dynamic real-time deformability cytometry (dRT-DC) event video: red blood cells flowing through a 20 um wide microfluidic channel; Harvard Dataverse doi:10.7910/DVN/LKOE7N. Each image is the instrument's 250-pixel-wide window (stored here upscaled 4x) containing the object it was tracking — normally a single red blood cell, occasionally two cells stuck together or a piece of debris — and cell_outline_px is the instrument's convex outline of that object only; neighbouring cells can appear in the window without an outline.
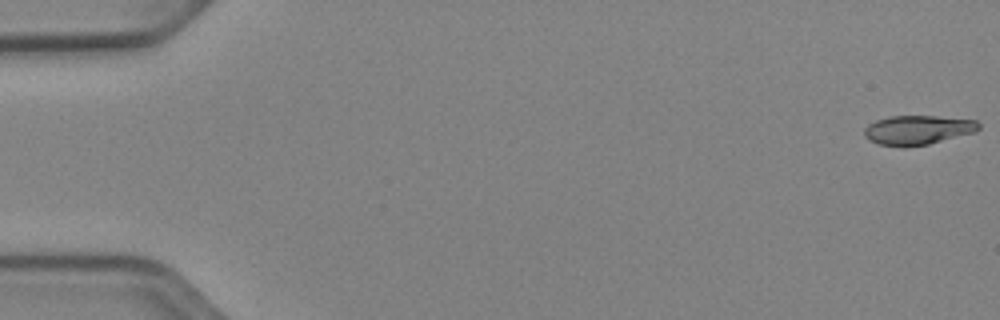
{"species": "Egyptian fruit bat (a non-hibernating species)", "species_latin": "Rousettus aegyptiacus", "temperature_condition": "cold", "stored_images_in_passage": 53, "camera_frame_rate_fps": 3000, "um_per_image_px": 0.085, "animal": {"sex": "female"}, "frame": {"image": 1, "passage_image": 1, "time_ms": 0.0, "image_size_px": [1000, 320], "cell_outline_px": [[980, 128], [976, 132], [928, 144], [904, 148], [880, 144], [868, 140], [864, 136], [864, 128], [868, 124], [876, 120], [892, 116], [936, 116], [976, 120], [980, 124]], "centroid_in_image_um": [78.0, 11.06], "position_along_channel_um": 7.0, "area_um2": 19.71}}
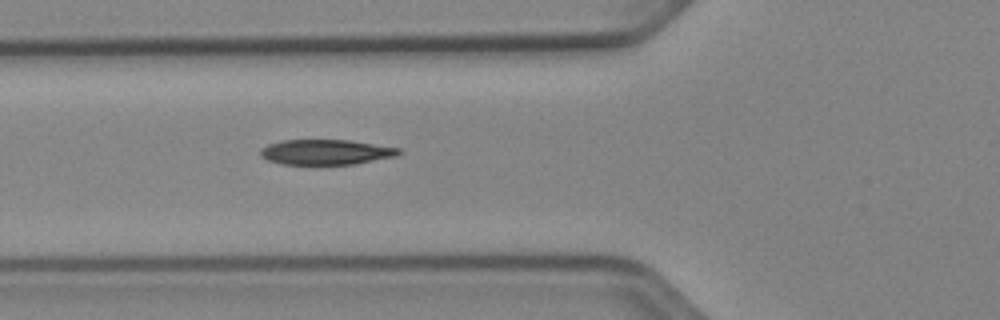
{"frame": {"image": 2, "passage_image": 20, "time_ms": 6.333, "image_size_px": [1000, 320], "cell_outline_px": [[400, 152], [396, 156], [356, 164], [280, 164], [268, 160], [260, 156], [260, 148], [268, 144], [280, 140], [348, 140], [400, 148]], "centroid_in_image_um": [27.66, 12.93], "position_along_channel_um": 98.1, "area_um2": 20.29}}
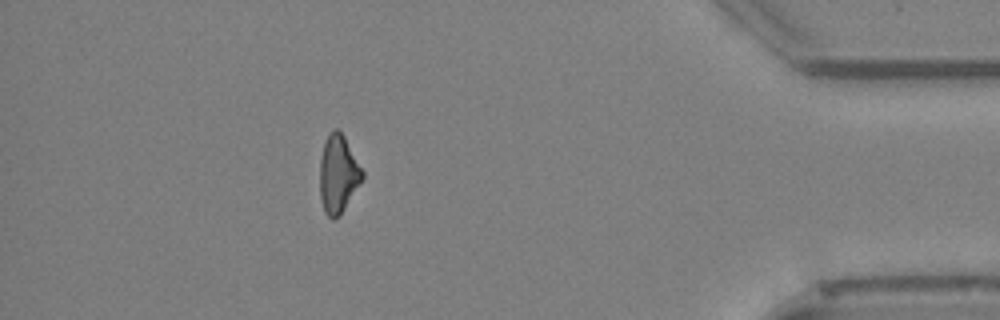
{"frame": {"image": 3, "passage_image": 47, "time_ms": 15.333, "image_size_px": [1000, 320], "cell_outline_px": [[364, 176], [360, 184], [340, 216], [332, 220], [324, 212], [320, 200], [320, 156], [324, 140], [328, 132], [332, 128], [336, 128], [344, 136], [364, 172]], "centroid_in_image_um": [28.73, 14.79], "position_along_channel_um": 406.5, "area_um2": 19.59}, "authors_computed_cell_mechanics": {"area_um2": 20.2878, "velocity_mm_per_s": 3.942, "shape_relaxation_time_tau1_ms": 5.4177, "shape_relaxation_time_tau2_ms": 7.8598, "deformation_change_tau1": 0.151, "deformation_change_tau2": 0.1764}}